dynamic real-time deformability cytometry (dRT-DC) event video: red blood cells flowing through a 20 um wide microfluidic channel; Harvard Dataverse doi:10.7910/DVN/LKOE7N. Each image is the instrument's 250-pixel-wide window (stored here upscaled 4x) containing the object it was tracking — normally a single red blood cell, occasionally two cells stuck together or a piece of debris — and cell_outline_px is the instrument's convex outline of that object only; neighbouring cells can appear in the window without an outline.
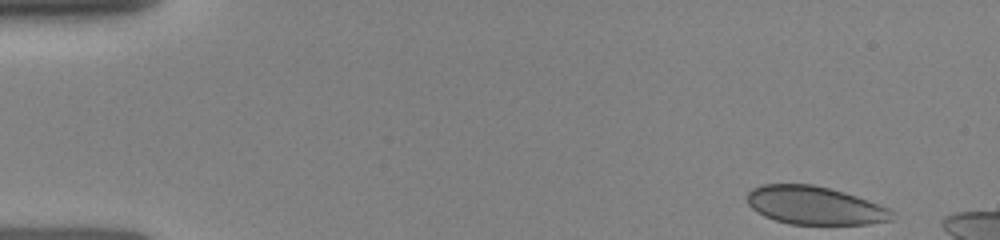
{"species": "human", "species_latin": "Homo sapiens", "temperature_condition": "room temperature", "stored_images_in_passage": 8, "camera_frame_rate_fps": 3000, "um_per_image_px": 0.085, "donor": {"sex": "female"}, "frame": {"image": 1, "passage_image": 1, "time_ms": 0.0, "image_size_px": [1000, 240], "cell_outline_px": [[892, 220], [868, 224], [792, 224], [776, 220], [764, 216], [756, 212], [748, 204], [748, 192], [752, 188], [760, 184], [812, 184], [844, 192], [856, 196], [888, 208], [892, 212]], "centroid_in_image_um": [69.21, 17.46], "position_along_channel_um": 15.8, "area_um2": 32.02}}
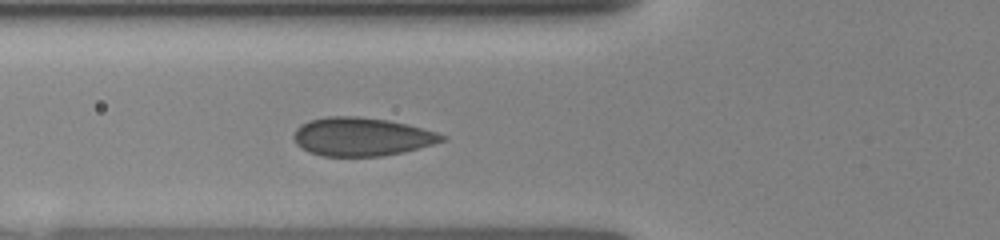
{"frame": {"image": 2, "passage_image": 8, "time_ms": 4.667, "image_size_px": [1000, 240], "cell_outline_px": [[448, 140], [400, 152], [380, 156], [324, 156], [308, 152], [296, 144], [292, 136], [296, 128], [300, 124], [308, 120], [328, 116], [356, 116], [388, 120], [408, 124], [436, 132], [448, 136]], "centroid_in_image_um": [30.71, 11.61], "position_along_channel_um": 95.1, "area_um2": 33.23}}